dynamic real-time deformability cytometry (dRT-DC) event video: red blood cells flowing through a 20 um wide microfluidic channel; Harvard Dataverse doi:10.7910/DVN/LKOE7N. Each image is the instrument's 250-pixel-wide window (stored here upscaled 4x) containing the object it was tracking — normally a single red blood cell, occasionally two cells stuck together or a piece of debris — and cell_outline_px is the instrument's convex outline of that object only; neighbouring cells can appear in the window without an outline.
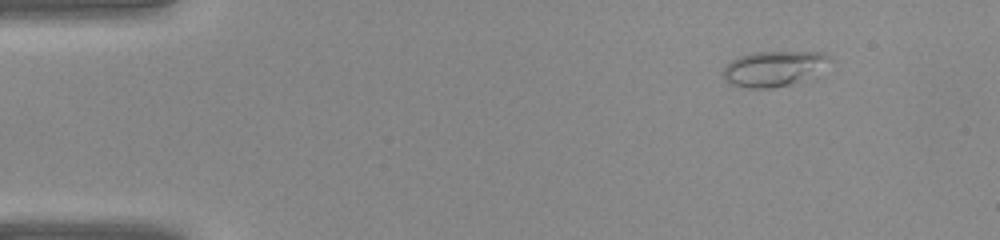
{"species": "common noctule bat (a hibernating species)", "species_latin": "Nyctalus noctula", "temperature_condition": "warm", "stored_images_in_passage": 37, "segment_of_instrument_passage": [1, 2], "camera_frame_rate_fps": 3000, "um_per_image_px": 0.085, "animal": {"sex": "female", "body_mass_g": 22.0, "forearm_length_mm": 56.7}, "frame": {"image": 1, "passage_image": 1, "time_ms": 0.0, "image_size_px": [1000, 240], "cell_outline_px": [[828, 60], [788, 84], [772, 88], [748, 88], [732, 84], [724, 80], [720, 72], [732, 60], [740, 56], [752, 52], [824, 52], [828, 56]], "centroid_in_image_um": [65.52, 5.81], "position_along_channel_um": 19.5, "area_um2": 20.52}}
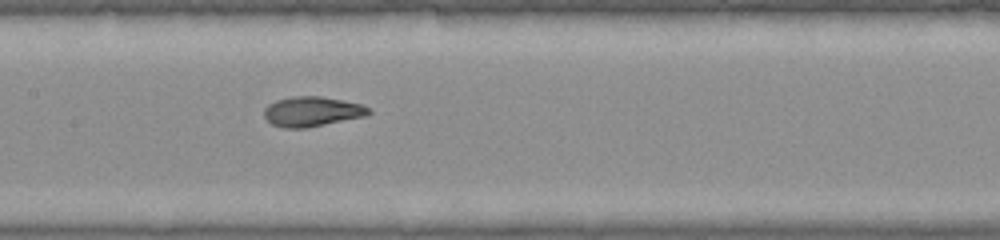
{"frame": {"image": 2, "passage_image": 16, "time_ms": 5.0, "image_size_px": [1000, 240], "cell_outline_px": [[372, 112], [364, 116], [308, 128], [284, 128], [272, 124], [264, 116], [264, 108], [268, 104], [276, 100], [292, 96], [320, 96], [360, 104], [368, 108]], "centroid_in_image_um": [26.48, 9.48], "position_along_channel_um": 180.9, "area_um2": 18.09}}
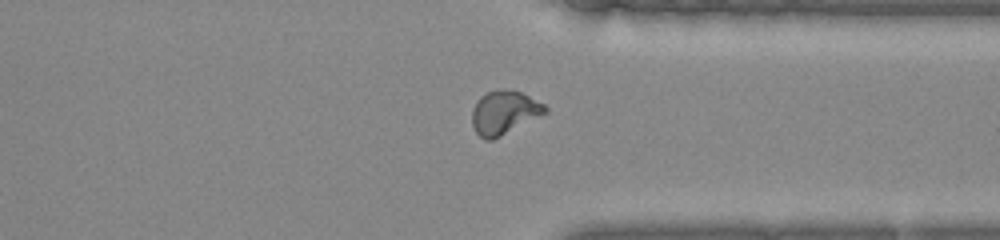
{"frame": {"image": 3, "passage_image": 27, "time_ms": 8.667, "image_size_px": [1000, 240], "cell_outline_px": [[548, 112], [492, 140], [484, 140], [476, 132], [472, 124], [472, 108], [476, 100], [480, 96], [488, 92], [500, 88], [504, 88], [520, 92], [544, 104], [548, 108]], "centroid_in_image_um": [42.83, 9.55], "position_along_channel_um": 368.6, "area_um2": 18.55}}